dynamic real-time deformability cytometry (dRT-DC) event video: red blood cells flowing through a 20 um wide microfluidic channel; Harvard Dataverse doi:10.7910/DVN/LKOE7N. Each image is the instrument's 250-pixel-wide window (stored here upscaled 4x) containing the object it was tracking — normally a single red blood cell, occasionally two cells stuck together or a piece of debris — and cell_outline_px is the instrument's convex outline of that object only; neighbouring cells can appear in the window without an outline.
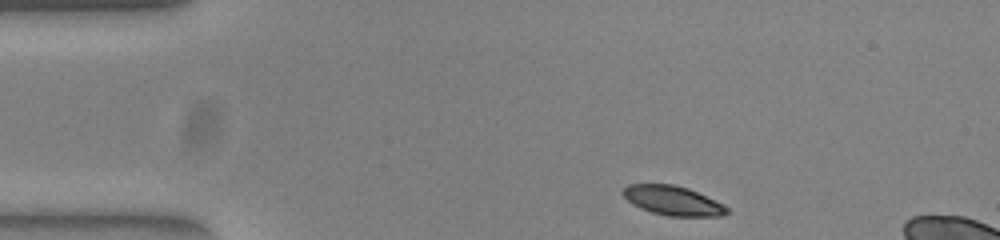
{"species": "common noctule bat (a hibernating species)", "species_latin": "Nyctalus noctula", "temperature_condition": "warm", "stored_images_in_passage": 47, "camera_frame_rate_fps": 3000, "um_per_image_px": 0.085, "animal": {"sex": "female", "body_mass_g": 23.0, "forearm_length_mm": 53.4}, "frame": {"image": 1, "passage_image": 1, "time_ms": 0.0, "image_size_px": [1000, 240], "cell_outline_px": [[732, 212], [720, 216], [668, 216], [652, 212], [640, 208], [632, 204], [620, 192], [628, 184], [672, 184], [688, 188], [724, 204]], "centroid_in_image_um": [57.2, 17.05], "position_along_channel_um": 27.8, "area_um2": 17.86}}
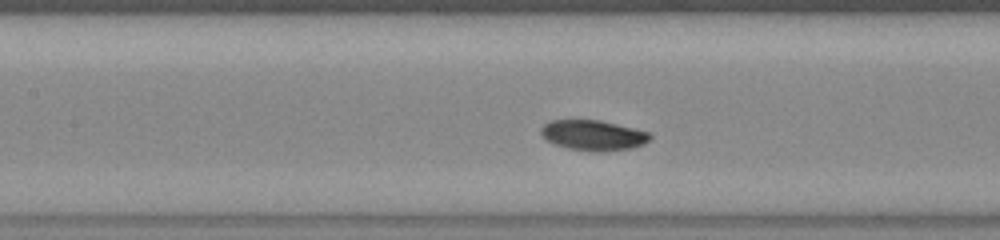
{"frame": {"image": 2, "passage_image": 16, "time_ms": 5.0, "image_size_px": [1000, 240], "cell_outline_px": [[652, 136], [644, 144], [632, 148], [600, 152], [592, 152], [568, 148], [556, 144], [548, 140], [540, 132], [540, 128], [544, 124], [552, 120], [600, 120], [648, 132]], "centroid_in_image_um": [50.42, 11.5], "position_along_channel_um": 157.0, "area_um2": 19.07}}
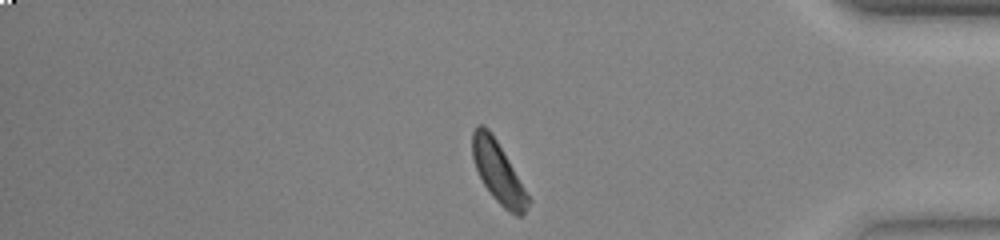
{"frame": {"image": 3, "passage_image": 37, "time_ms": 12.0, "image_size_px": [1000, 240], "cell_outline_px": [[532, 200], [524, 216], [516, 216], [508, 212], [492, 196], [484, 184], [476, 168], [472, 156], [472, 132], [476, 124], [484, 124], [488, 128], [496, 140]], "centroid_in_image_um": [42.36, 14.67], "position_along_channel_um": 392.8, "area_um2": 19.83}, "authors_computed_cell_mechanics": {"area_um2": 19.1896, "velocity_mm_per_s": 3.7936, "shape_relaxation_time_tau1_ms": 1.3547, "shape_relaxation_time_tau2_ms": null, "deformation_change_tau1": 0.0774, "deformation_change_tau2": null}}